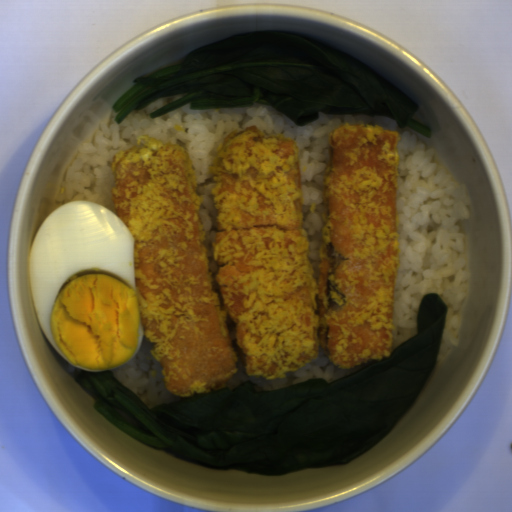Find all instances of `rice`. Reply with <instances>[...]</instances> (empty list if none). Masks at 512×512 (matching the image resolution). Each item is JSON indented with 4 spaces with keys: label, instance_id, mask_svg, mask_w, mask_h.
<instances>
[{
    "label": "rice",
    "instance_id": "rice-1",
    "mask_svg": "<svg viewBox=\"0 0 512 512\" xmlns=\"http://www.w3.org/2000/svg\"><path fill=\"white\" fill-rule=\"evenodd\" d=\"M189 93V92H188ZM188 93L158 98L131 112L121 123L99 124L93 138L79 146L67 168L54 211L69 201L97 202L115 214L112 168L114 155L135 145L160 140L179 144L186 152L200 197L199 213L210 254L217 233L214 196L215 166L225 139L257 126L269 138L292 140L297 152L303 228L313 277L320 278L324 242V176L332 133L344 123H359L398 134L395 200L398 264L393 310L391 353L417 334L421 300L436 293L447 307L441 360L458 341V318L470 278L464 254L466 237L459 232L468 220L466 188L451 179L433 158L434 149L409 127L378 115H339L318 112V120L299 126L282 111L263 104L191 109L187 103L155 118L150 114Z\"/></svg>",
    "mask_w": 512,
    "mask_h": 512
},
{
    "label": "rice",
    "instance_id": "rice-2",
    "mask_svg": "<svg viewBox=\"0 0 512 512\" xmlns=\"http://www.w3.org/2000/svg\"><path fill=\"white\" fill-rule=\"evenodd\" d=\"M151 349L152 343L143 333L141 347L135 357L109 371L148 408L181 401L186 396L176 395L167 389L163 366Z\"/></svg>",
    "mask_w": 512,
    "mask_h": 512
},
{
    "label": "rice",
    "instance_id": "rice-3",
    "mask_svg": "<svg viewBox=\"0 0 512 512\" xmlns=\"http://www.w3.org/2000/svg\"><path fill=\"white\" fill-rule=\"evenodd\" d=\"M376 361L371 360L353 367H340L332 363L328 354L323 349H319L313 361L282 376L247 375L245 367L238 364L232 378L222 386H227L233 390L243 384H252L256 391L262 392L287 388L296 383L309 381L314 378H324L330 383L355 373Z\"/></svg>",
    "mask_w": 512,
    "mask_h": 512
},
{
    "label": "rice",
    "instance_id": "rice-4",
    "mask_svg": "<svg viewBox=\"0 0 512 512\" xmlns=\"http://www.w3.org/2000/svg\"><path fill=\"white\" fill-rule=\"evenodd\" d=\"M58 358L61 360V362L63 363V365L66 367L67 370H69L70 372H72L73 374H75L76 376L83 370L79 369V368H76L74 366H72L70 363H68L63 357H61L59 354L57 355Z\"/></svg>",
    "mask_w": 512,
    "mask_h": 512
}]
</instances>
